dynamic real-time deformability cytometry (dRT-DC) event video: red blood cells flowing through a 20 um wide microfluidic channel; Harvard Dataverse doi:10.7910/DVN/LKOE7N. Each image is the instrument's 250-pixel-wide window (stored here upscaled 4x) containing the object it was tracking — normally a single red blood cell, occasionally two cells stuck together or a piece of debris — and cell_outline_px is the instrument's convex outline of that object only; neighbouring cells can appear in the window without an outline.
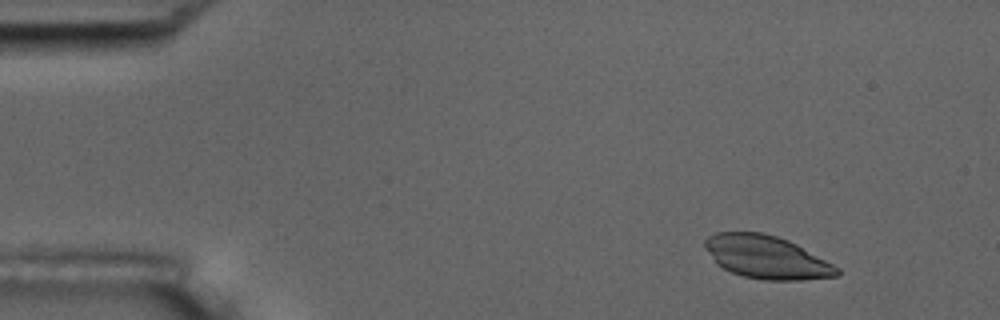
{"species": "common noctule bat (a hibernating species)", "species_latin": "Nyctalus noctula", "temperature_condition": "room temperature", "stored_images_in_passage": 5, "segment_of_instrument_passage": [2, 2], "camera_frame_rate_fps": 3000, "um_per_image_px": 0.085, "animal": {"sex": "male", "body_mass_g": 17.5, "forearm_length_mm": 52.3}, "frame": {"image": 1, "passage_image": 5, "time_ms": 6.333, "image_size_px": [1000, 320], "cell_outline_px": [[840, 272], [836, 276], [800, 280], [764, 280], [744, 276], [732, 272], [716, 264], [704, 248], [704, 240], [708, 236], [716, 232], [764, 232], [788, 240], [796, 244], [840, 268]], "centroid_in_image_um": [65.12, 21.85], "position_along_channel_um": 19.9, "area_um2": 33.0}}